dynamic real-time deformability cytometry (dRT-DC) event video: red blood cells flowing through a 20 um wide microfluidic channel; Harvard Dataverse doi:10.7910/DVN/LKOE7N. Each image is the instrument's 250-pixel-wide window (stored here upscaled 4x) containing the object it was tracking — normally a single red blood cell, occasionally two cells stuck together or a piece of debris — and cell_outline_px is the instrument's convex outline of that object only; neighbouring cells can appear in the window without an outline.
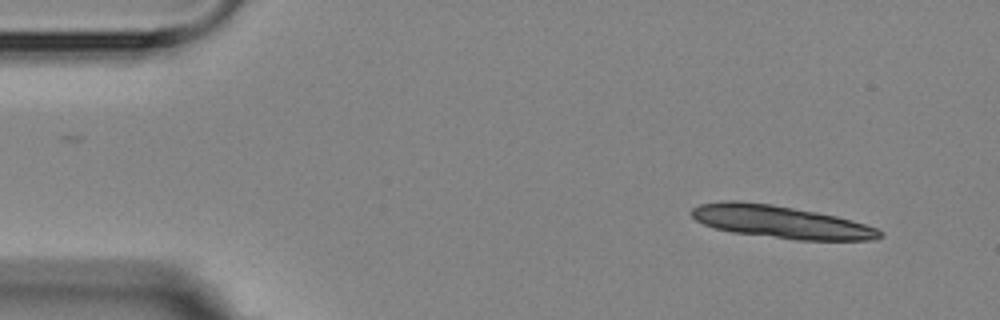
{"species": "Egyptian fruit bat (a non-hibernating species)", "species_latin": "Rousettus aegyptiacus", "temperature_condition": "room temperature", "stored_images_in_passage": 3, "camera_frame_rate_fps": 3000, "um_per_image_px": 0.085, "animal": {"sex": "female"}, "frame": {"image": 1, "passage_image": 1, "time_ms": 0.0, "image_size_px": [1000, 320], "cell_outline_px": [[884, 236], [872, 240], [796, 240], [732, 232], [716, 228], [704, 224], [696, 220], [692, 216], [692, 208], [700, 204], [720, 200], [736, 200], [772, 204], [816, 212], [836, 216], [852, 220], [876, 228], [884, 232]], "centroid_in_image_um": [66.36, 18.86], "position_along_channel_um": 18.6, "area_um2": 35.72}}